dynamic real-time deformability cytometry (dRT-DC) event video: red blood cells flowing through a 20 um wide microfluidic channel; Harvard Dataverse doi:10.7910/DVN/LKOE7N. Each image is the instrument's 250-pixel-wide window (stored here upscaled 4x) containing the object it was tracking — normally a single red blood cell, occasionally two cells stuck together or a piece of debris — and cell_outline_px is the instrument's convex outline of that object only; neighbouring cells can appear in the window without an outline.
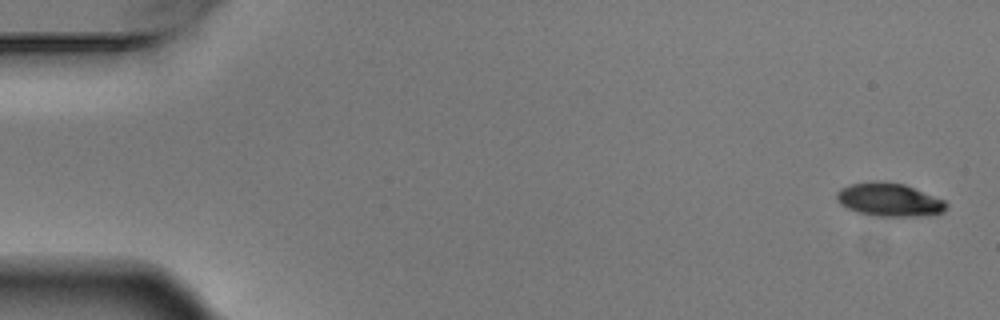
{"species": "Egyptian fruit bat (a non-hibernating species)", "species_latin": "Rousettus aegyptiacus", "temperature_condition": "warm", "stored_images_in_passage": 6, "camera_frame_rate_fps": 3000, "um_per_image_px": 0.085, "animal": {"sex": "male"}, "frame": {"image": 1, "passage_image": 1, "time_ms": 0.0, "image_size_px": [1000, 320], "cell_outline_px": [[948, 208], [944, 212], [932, 216], [872, 216], [856, 212], [840, 204], [836, 200], [836, 192], [840, 188], [852, 184], [872, 180], [904, 184], [944, 200], [948, 204]], "centroid_in_image_um": [75.59, 16.99], "position_along_channel_um": 9.4, "area_um2": 21.56}}